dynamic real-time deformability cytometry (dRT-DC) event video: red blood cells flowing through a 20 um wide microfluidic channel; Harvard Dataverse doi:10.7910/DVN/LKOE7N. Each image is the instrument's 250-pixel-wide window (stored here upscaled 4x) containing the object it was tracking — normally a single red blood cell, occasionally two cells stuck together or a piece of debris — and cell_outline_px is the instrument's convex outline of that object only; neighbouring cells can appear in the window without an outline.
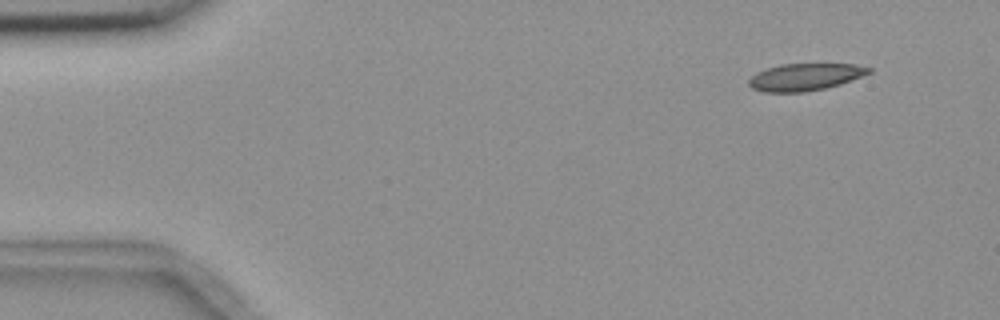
{"species": "common noctule bat (a hibernating species)", "species_latin": "Nyctalus noctula", "temperature_condition": "room temperature", "stored_images_in_passage": 5, "segment_of_instrument_passage": [1, 2], "camera_frame_rate_fps": 3000, "um_per_image_px": 0.085, "animal": {"sex": "female", "body_mass_g": 18.4}, "frame": {"image": 1, "passage_image": 1, "time_ms": 0.0, "image_size_px": [1000, 320], "cell_outline_px": [[872, 72], [840, 84], [824, 88], [804, 92], [764, 92], [752, 88], [748, 84], [748, 80], [756, 72], [780, 64], [856, 64], [872, 68]], "centroid_in_image_um": [68.42, 6.54], "position_along_channel_um": 16.6, "area_um2": 18.9}}
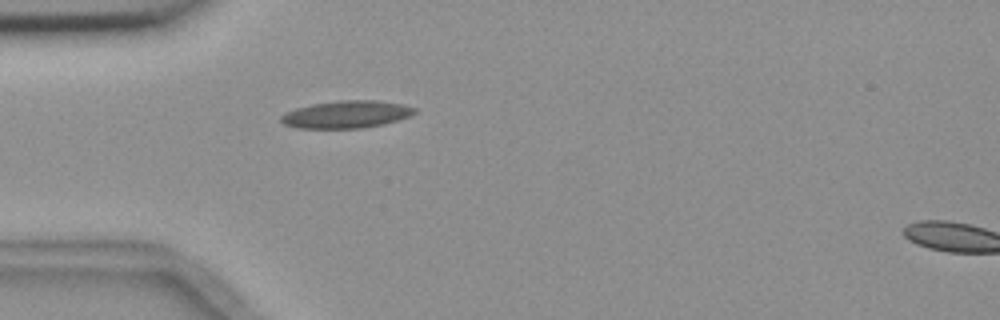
{"frame": {"image": 2, "passage_image": 4, "time_ms": 3.667, "image_size_px": [1000, 320], "cell_outline_px": [[416, 112], [408, 116], [384, 124], [364, 128], [296, 128], [284, 124], [280, 120], [280, 116], [296, 108], [312, 104], [340, 100], [380, 100], [400, 104], [416, 108]], "centroid_in_image_um": [29.43, 9.72], "position_along_channel_um": 55.6, "area_um2": 21.21}}